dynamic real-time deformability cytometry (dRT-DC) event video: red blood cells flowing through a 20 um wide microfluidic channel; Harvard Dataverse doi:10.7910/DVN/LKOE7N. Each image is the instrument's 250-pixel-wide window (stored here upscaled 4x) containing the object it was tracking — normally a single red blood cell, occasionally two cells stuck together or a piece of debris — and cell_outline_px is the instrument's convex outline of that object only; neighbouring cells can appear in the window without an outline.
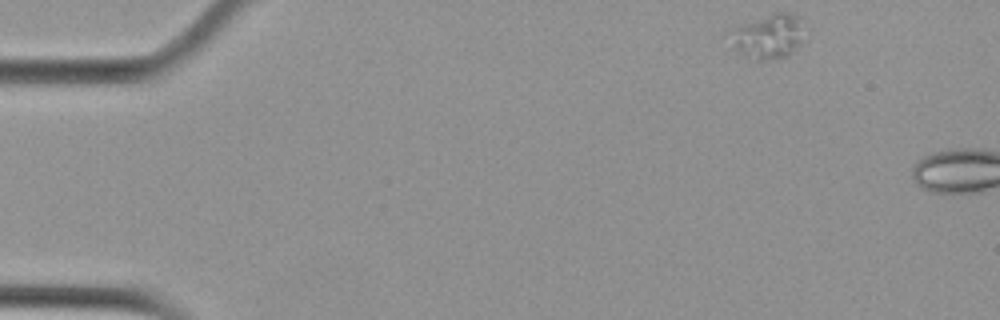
{"species": "Egyptian fruit bat (a non-hibernating species)", "species_latin": "Rousettus aegyptiacus", "temperature_condition": "cold", "stored_images_in_passage": 4, "camera_frame_rate_fps": 3000, "um_per_image_px": 0.085, "animal": {"sex": "female"}, "frame": {"image": 1, "passage_image": 1, "time_ms": 0.0, "image_size_px": [1000, 320], "cell_outline_px": [[804, 20], [800, 40], [796, 48], [788, 56], [776, 60], [756, 60], [744, 56], [736, 52], [724, 32], [732, 28], [776, 12], [788, 12], [800, 16]], "centroid_in_image_um": [65.24, 3.1], "position_along_channel_um": 19.8, "area_um2": 19.77}}